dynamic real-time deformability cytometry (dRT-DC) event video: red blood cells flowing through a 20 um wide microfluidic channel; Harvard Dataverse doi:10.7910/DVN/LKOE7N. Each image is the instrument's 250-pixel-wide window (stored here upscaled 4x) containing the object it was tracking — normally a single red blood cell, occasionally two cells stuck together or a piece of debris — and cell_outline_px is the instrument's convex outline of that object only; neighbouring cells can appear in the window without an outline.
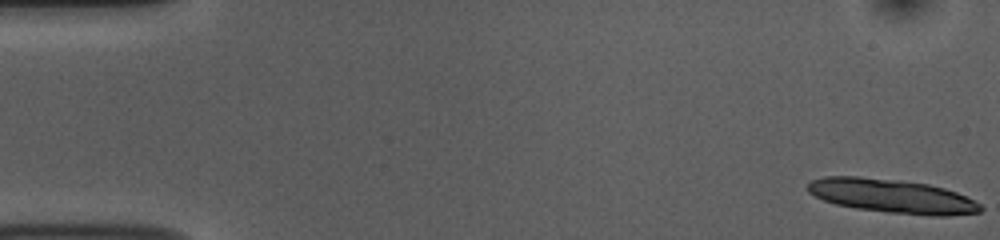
{"species": "common noctule bat (a hibernating species)", "species_latin": "Nyctalus noctula", "temperature_condition": "room temperature", "stored_images_in_passage": 15, "camera_frame_rate_fps": 3000, "um_per_image_px": 0.085, "animal": {"sex": "female", "body_mass_g": 10.0, "forearm_length_mm": 53.1}, "frame": {"image": 1, "passage_image": 1, "time_ms": 0.0, "image_size_px": [1000, 240], "cell_outline_px": [[984, 208], [980, 212], [944, 216], [932, 216], [888, 212], [856, 208], [836, 204], [824, 200], [808, 192], [808, 184], [812, 180], [824, 176], [860, 176], [896, 180], [928, 184], [944, 188], [956, 192], [980, 204]], "centroid_in_image_um": [75.82, 16.66], "position_along_channel_um": 9.2, "area_um2": 33.87}}